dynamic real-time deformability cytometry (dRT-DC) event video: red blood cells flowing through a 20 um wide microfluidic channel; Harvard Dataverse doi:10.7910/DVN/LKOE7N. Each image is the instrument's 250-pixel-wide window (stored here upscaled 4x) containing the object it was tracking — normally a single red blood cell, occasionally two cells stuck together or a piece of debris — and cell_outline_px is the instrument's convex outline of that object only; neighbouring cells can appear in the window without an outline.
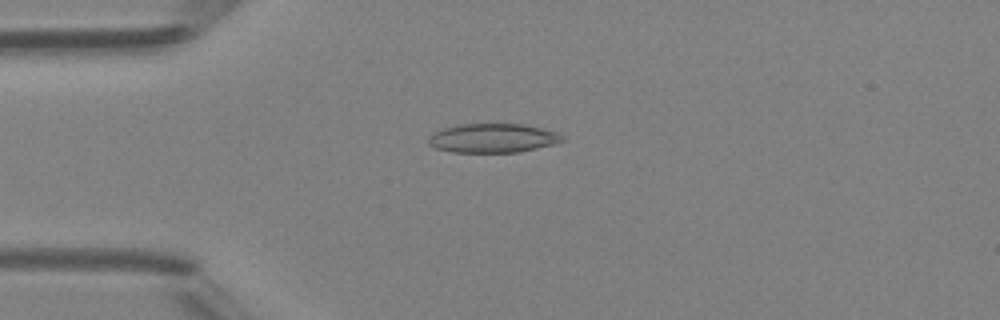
{"species": "Egyptian fruit bat (a non-hibernating species)", "species_latin": "Rousettus aegyptiacus", "temperature_condition": "room temperature", "stored_images_in_passage": 4, "camera_frame_rate_fps": 3000, "um_per_image_px": 0.085, "animal": {"sex": "female"}, "frame": {"image": 1, "passage_image": 3, "time_ms": 3.333, "image_size_px": [1000, 320], "cell_outline_px": [[564, 140], [556, 144], [520, 152], [452, 152], [436, 148], [428, 144], [428, 136], [432, 132], [440, 128], [460, 124], [524, 124], [556, 132]], "centroid_in_image_um": [41.83, 11.74], "position_along_channel_um": 43.2, "area_um2": 22.77}}